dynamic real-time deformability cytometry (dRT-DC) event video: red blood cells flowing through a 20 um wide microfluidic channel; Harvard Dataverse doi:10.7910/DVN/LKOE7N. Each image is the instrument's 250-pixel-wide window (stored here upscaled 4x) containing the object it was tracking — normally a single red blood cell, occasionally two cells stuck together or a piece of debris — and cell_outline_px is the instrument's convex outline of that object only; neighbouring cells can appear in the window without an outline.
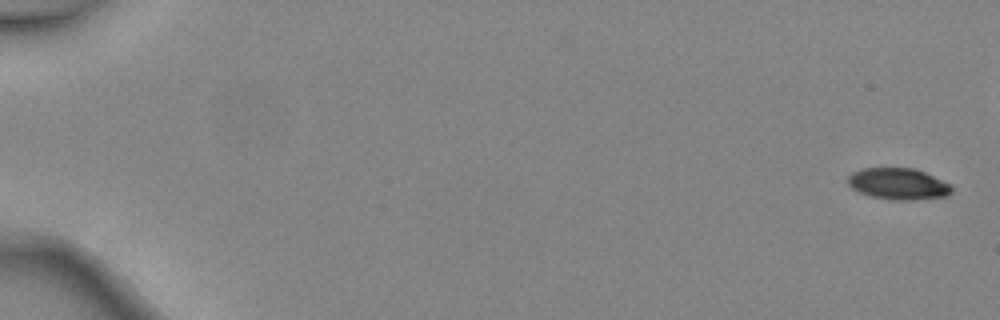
{"species": "common noctule bat (a hibernating species)", "species_latin": "Nyctalus noctula", "temperature_condition": "warm", "stored_images_in_passage": 6, "camera_frame_rate_fps": 3000, "um_per_image_px": 0.085, "animal": {"sex": "female", "body_mass_g": 24.6, "forearm_length_mm": 56.2}, "frame": {"image": 1, "passage_image": 1, "time_ms": 0.0, "image_size_px": [1000, 320], "cell_outline_px": [[952, 192], [948, 196], [912, 200], [892, 200], [872, 196], [860, 192], [852, 188], [848, 184], [848, 176], [852, 172], [864, 168], [912, 168], [924, 172], [952, 184]], "centroid_in_image_um": [76.38, 15.63], "position_along_channel_um": 8.6, "area_um2": 19.02}}
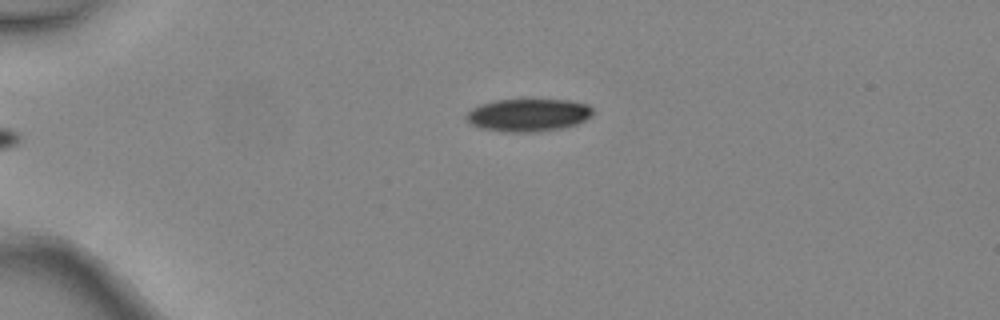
{"frame": {"image": 2, "passage_image": 6, "time_ms": 1.667, "image_size_px": [1000, 320], "cell_outline_px": [[592, 116], [576, 124], [564, 128], [536, 132], [500, 132], [480, 128], [468, 124], [464, 116], [472, 108], [480, 104], [496, 100], [568, 100], [588, 104], [592, 108]], "centroid_in_image_um": [44.86, 9.79], "position_along_channel_um": 40.1, "area_um2": 24.39}}